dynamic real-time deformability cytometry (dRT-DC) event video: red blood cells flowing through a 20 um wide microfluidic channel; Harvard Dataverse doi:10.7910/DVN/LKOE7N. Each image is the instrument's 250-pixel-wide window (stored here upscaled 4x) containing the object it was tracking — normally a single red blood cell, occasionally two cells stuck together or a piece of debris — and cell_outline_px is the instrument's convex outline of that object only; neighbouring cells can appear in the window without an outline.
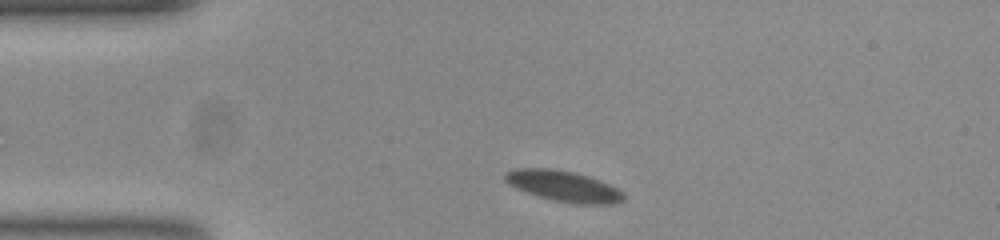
{"species": "common noctule bat (a hibernating species)", "species_latin": "Nyctalus noctula", "temperature_condition": "room temperature", "stored_images_in_passage": 36, "camera_frame_rate_fps": 3000, "um_per_image_px": 0.085, "animal": {"sex": "female", "body_mass_g": 23.0, "forearm_length_mm": 53.4}, "frame": {"image": 1, "passage_image": 1, "time_ms": 0.0, "image_size_px": [1000, 240], "cell_outline_px": [[624, 200], [616, 204], [576, 204], [556, 200], [540, 196], [528, 192], [508, 184], [504, 180], [504, 172], [516, 168], [552, 168], [572, 172], [588, 176], [600, 180], [624, 192]], "centroid_in_image_um": [47.92, 15.81], "position_along_channel_um": 37.1, "area_um2": 21.15}}
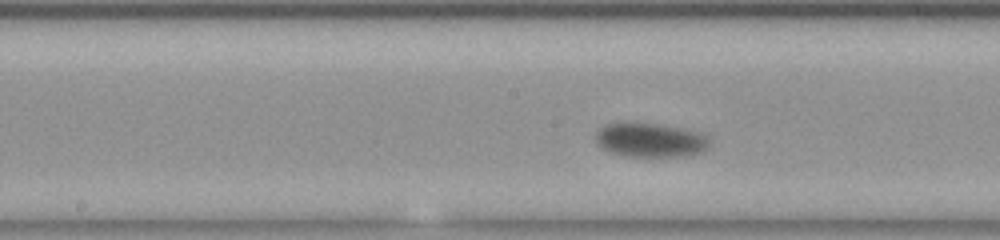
{"frame": {"image": 2, "passage_image": 17, "time_ms": 5.333, "image_size_px": [1000, 240], "cell_outline_px": [[708, 148], [692, 156], [624, 156], [612, 152], [596, 144], [596, 132], [604, 124], [620, 120], [632, 120], [680, 128], [696, 132], [704, 136], [708, 140]], "centroid_in_image_um": [55.19, 11.87], "position_along_channel_um": 193.0, "area_um2": 23.0}}
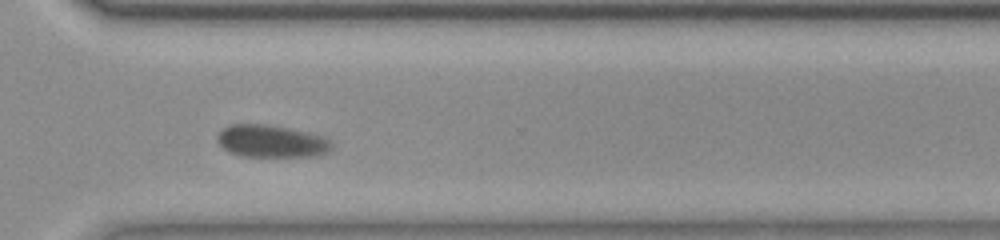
{"frame": {"image": 3, "passage_image": 30, "time_ms": 9.667, "image_size_px": [1000, 240], "cell_outline_px": [[332, 148], [316, 156], [240, 156], [228, 152], [216, 140], [216, 136], [228, 124], [268, 124], [308, 132], [324, 136], [332, 140]], "centroid_in_image_um": [23.06, 11.99], "position_along_channel_um": 347.5, "area_um2": 21.68}, "authors_computed_cell_mechanics": {"area_um2": 21.8484, "velocity_mm_per_s": 3.561, "shape_relaxation_time_tau1_ms": 3.9575, "shape_relaxation_time_tau2_ms": null, "deformation_change_tau1": 0.1047, "deformation_change_tau2": null}}